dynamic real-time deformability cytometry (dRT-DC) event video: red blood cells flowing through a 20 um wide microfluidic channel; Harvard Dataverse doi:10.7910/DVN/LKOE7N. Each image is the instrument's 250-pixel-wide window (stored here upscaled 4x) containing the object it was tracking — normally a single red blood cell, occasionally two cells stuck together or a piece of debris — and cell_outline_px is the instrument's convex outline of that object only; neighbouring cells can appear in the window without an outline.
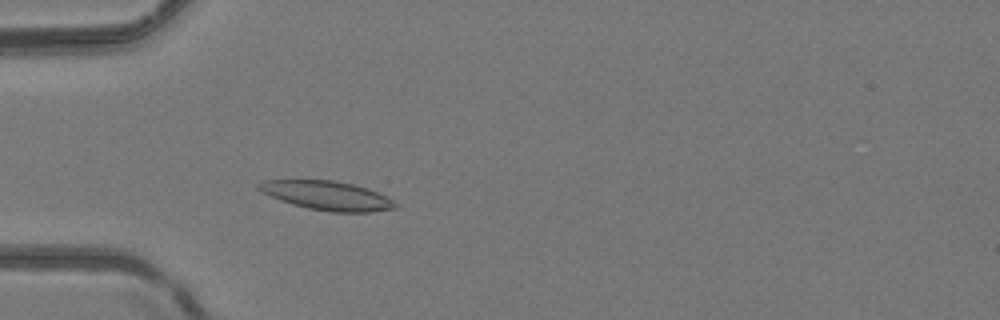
{"species": "common noctule bat (a hibernating species)", "species_latin": "Nyctalus noctula", "temperature_condition": "room temperature", "stored_images_in_passage": 42, "camera_frame_rate_fps": 3000, "um_per_image_px": 0.085, "animal": {"sex": "female", "body_mass_g": 24.6, "forearm_length_mm": 56.2}, "frame": {"image": 1, "passage_image": 6, "time_ms": 1.667, "image_size_px": [1000, 320], "cell_outline_px": [[400, 204], [396, 208], [368, 212], [332, 212], [308, 208], [292, 204], [280, 200], [256, 188], [256, 184], [264, 180], [332, 180], [352, 184], [376, 192]], "centroid_in_image_um": [27.79, 16.62], "position_along_channel_um": 57.2, "area_um2": 22.77}}
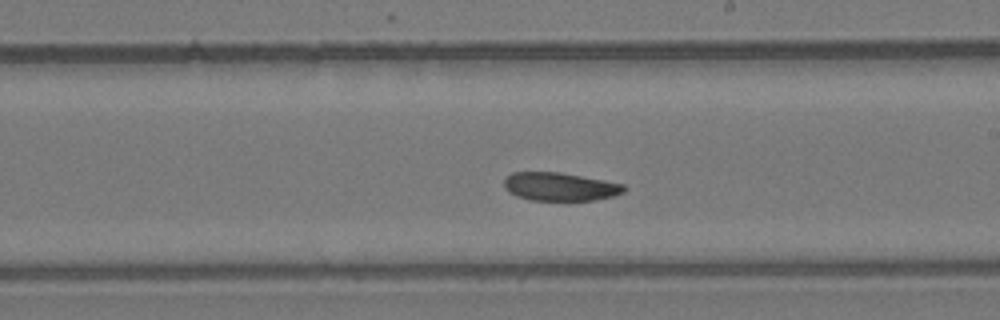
{"frame": {"image": 2, "passage_image": 20, "time_ms": 6.333, "image_size_px": [1000, 320], "cell_outline_px": [[624, 192], [612, 196], [596, 200], [528, 200], [516, 196], [508, 192], [504, 188], [504, 176], [512, 172], [560, 172], [604, 180], [624, 184]], "centroid_in_image_um": [47.54, 15.86], "position_along_channel_um": 241.5, "area_um2": 19.88}}
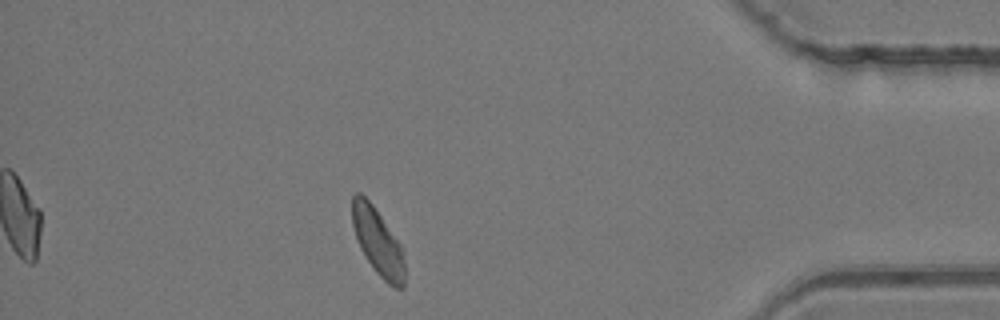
{"frame": {"image": 3, "passage_image": 35, "time_ms": 11.333, "image_size_px": [1000, 320], "cell_outline_px": [[404, 288], [396, 288], [388, 284], [376, 272], [360, 248], [356, 240], [352, 224], [352, 196], [356, 192], [360, 192], [372, 204], [400, 244], [404, 252]], "centroid_in_image_um": [32.1, 20.56], "position_along_channel_um": 403.1, "area_um2": 20.29}, "authors_computed_cell_mechanics": {"area_um2": 20.7213, "velocity_mm_per_s": 4.0885, "shape_relaxation_time_tau1_ms": 7.5986, "shape_relaxation_time_tau2_ms": null, "deformation_change_tau1": 0.1328, "deformation_change_tau2": null}}